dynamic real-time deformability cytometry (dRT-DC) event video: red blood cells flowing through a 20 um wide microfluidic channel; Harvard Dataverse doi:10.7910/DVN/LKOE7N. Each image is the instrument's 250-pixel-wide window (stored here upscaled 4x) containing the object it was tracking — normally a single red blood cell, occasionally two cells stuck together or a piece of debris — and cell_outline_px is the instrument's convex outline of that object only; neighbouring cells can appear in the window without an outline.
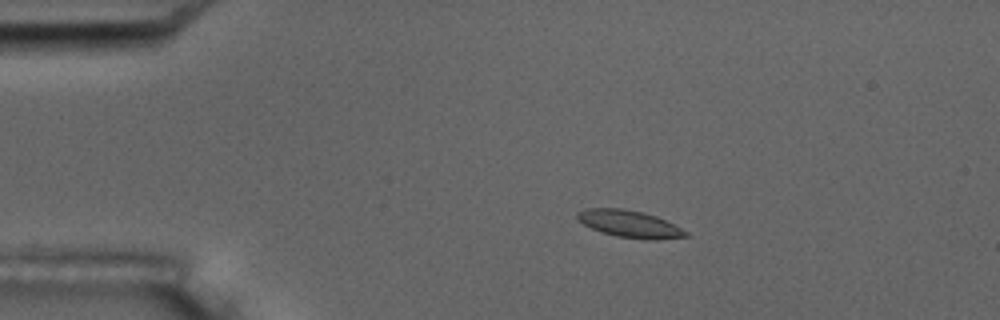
{"species": "common noctule bat (a hibernating species)", "species_latin": "Nyctalus noctula", "temperature_condition": "room temperature", "stored_images_in_passage": 6, "camera_frame_rate_fps": 3000, "um_per_image_px": 0.085, "animal": {"sex": "male", "body_mass_g": 17.5, "forearm_length_mm": 52.3}, "frame": {"image": 1, "passage_image": 3, "time_ms": 3.0, "image_size_px": [1000, 320], "cell_outline_px": [[688, 236], [648, 240], [616, 236], [592, 228], [576, 220], [576, 212], [584, 208], [624, 208], [644, 212], [656, 216], [688, 232]], "centroid_in_image_um": [53.45, 19.01], "position_along_channel_um": 31.5, "area_um2": 16.99}}
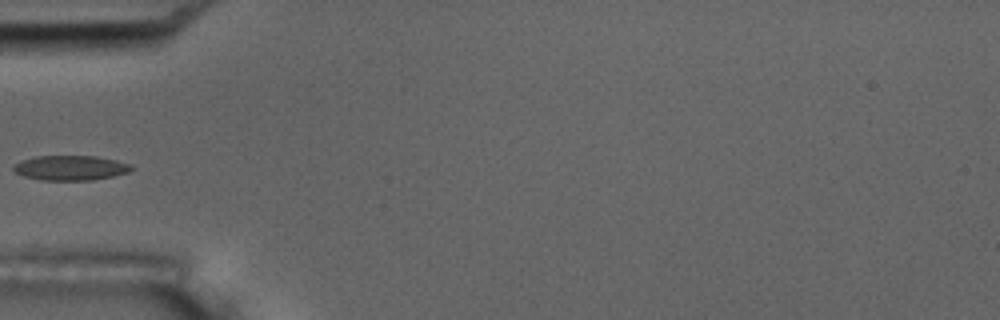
{"frame": {"image": 2, "passage_image": 5, "time_ms": 5.667, "image_size_px": [1000, 320], "cell_outline_px": [[136, 168], [128, 172], [112, 176], [92, 180], [40, 180], [24, 176], [12, 172], [12, 164], [20, 160], [36, 156], [96, 156], [116, 160], [132, 164]], "centroid_in_image_um": [5.96, 14.26], "position_along_channel_um": 79.0, "area_um2": 17.34}}